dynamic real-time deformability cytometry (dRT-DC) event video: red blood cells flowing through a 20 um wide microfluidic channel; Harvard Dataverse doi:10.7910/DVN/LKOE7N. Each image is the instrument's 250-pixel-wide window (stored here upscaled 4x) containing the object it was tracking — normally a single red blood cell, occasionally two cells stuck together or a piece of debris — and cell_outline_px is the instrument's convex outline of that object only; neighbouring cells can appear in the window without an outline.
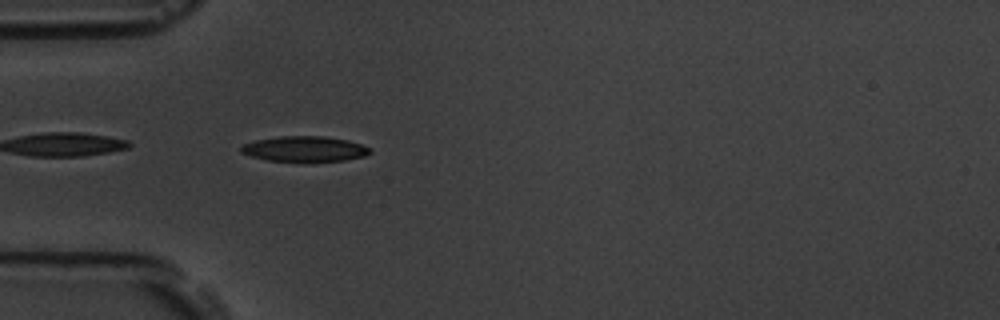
{"species": "common noctule bat (a hibernating species)", "species_latin": "Nyctalus noctula", "temperature_condition": "room temperature", "stored_images_in_passage": 1, "camera_frame_rate_fps": 3000, "um_per_image_px": 0.085, "animal": {"sex": "male", "body_mass_g": 19.5, "forearm_length_mm": 54.6}, "frame": {"image": 1, "passage_image": 1, "time_ms": 0.0, "image_size_px": [1000, 320], "cell_outline_px": [[372, 152], [364, 156], [344, 160], [312, 164], [304, 164], [268, 160], [252, 156], [240, 152], [240, 148], [244, 144], [252, 140], [280, 136], [324, 136], [348, 140], [360, 144], [368, 148]], "centroid_in_image_um": [25.87, 12.69], "position_along_channel_um": 59.1, "area_um2": 19.83}}